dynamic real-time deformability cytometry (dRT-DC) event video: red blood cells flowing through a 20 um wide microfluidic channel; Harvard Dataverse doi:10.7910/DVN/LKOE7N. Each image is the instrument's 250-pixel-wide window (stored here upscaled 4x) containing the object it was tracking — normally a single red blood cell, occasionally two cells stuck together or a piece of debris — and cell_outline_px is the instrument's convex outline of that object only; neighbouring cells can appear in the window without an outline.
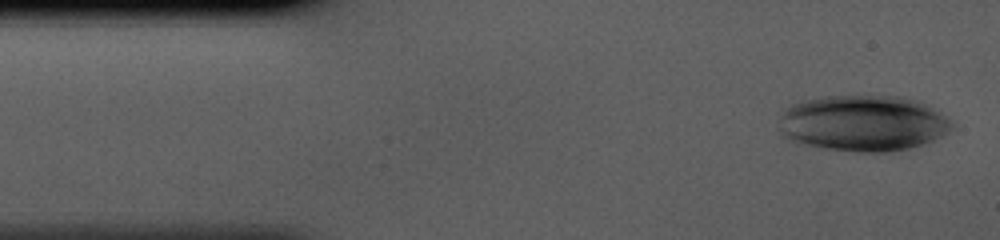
{"species": "human", "species_latin": "Homo sapiens", "temperature_condition": "cold", "stored_images_in_passage": 40, "camera_frame_rate_fps": 3000, "um_per_image_px": 0.085, "donor": {"sex": "male"}, "frame": {"image": 1, "passage_image": 1, "time_ms": 0.0, "image_size_px": [1000, 240], "cell_outline_px": [[952, 128], [940, 136], [932, 140], [908, 148], [888, 152], [856, 152], [824, 148], [804, 144], [788, 140], [780, 136], [780, 116], [792, 104], [804, 100], [820, 96], [900, 96], [916, 100], [932, 108], [944, 116], [952, 124]], "centroid_in_image_um": [73.29, 10.47], "position_along_channel_um": 11.7, "area_um2": 56.18}}
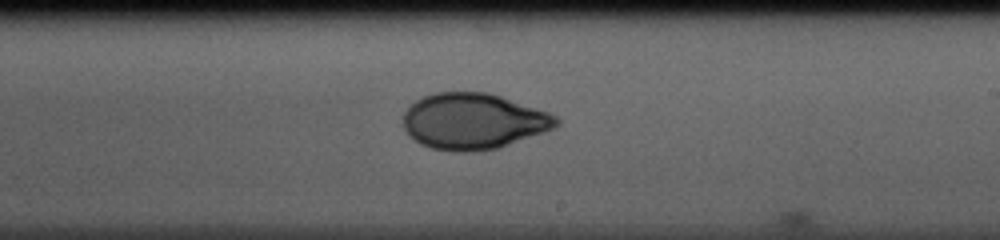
{"frame": {"image": 2, "passage_image": 23, "time_ms": 7.333, "image_size_px": [1000, 240], "cell_outline_px": [[560, 124], [544, 132], [500, 148], [472, 152], [452, 152], [432, 148], [420, 144], [404, 128], [404, 112], [416, 100], [424, 96], [436, 92], [488, 92], [548, 112], [556, 116], [560, 120]], "centroid_in_image_um": [40.25, 10.32], "position_along_channel_um": 248.7, "area_um2": 49.88}}
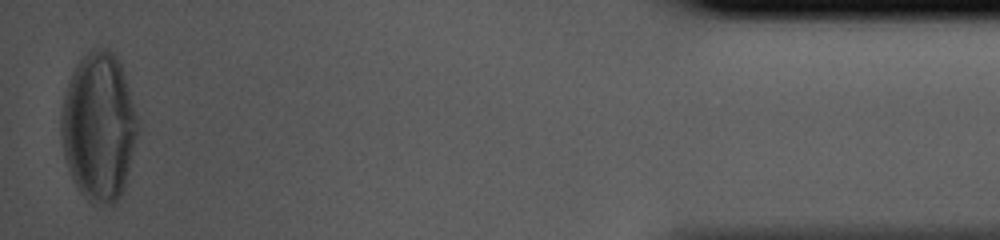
{"frame": {"image": 3, "passage_image": 40, "time_ms": 13.0, "image_size_px": [1000, 240], "cell_outline_px": [[144, 120], [124, 188], [116, 204], [92, 204], [76, 188], [72, 180], [64, 156], [60, 132], [60, 120], [64, 96], [68, 80], [76, 64], [92, 48], [108, 48], [120, 60]], "centroid_in_image_um": [8.48, 10.75], "position_along_channel_um": 426.7, "area_um2": 68.67}}